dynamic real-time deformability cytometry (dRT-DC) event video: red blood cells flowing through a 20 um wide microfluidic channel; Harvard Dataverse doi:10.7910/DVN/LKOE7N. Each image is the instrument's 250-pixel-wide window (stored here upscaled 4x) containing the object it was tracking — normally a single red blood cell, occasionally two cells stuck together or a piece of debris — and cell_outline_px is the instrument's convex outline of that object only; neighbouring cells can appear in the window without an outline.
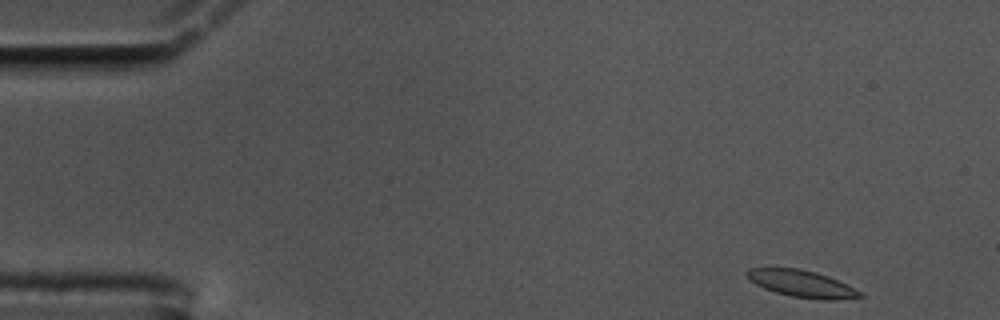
{"species": "common noctule bat (a hibernating species)", "species_latin": "Nyctalus noctula", "temperature_condition": "cold", "stored_images_in_passage": 55, "camera_frame_rate_fps": 3000, "um_per_image_px": 0.085, "animal": {"sex": "male", "body_mass_g": 17.5, "forearm_length_mm": 52.3}, "frame": {"image": 1, "passage_image": 1, "time_ms": 0.0, "image_size_px": [1000, 320], "cell_outline_px": [[864, 296], [836, 300], [820, 300], [792, 296], [776, 292], [764, 288], [748, 280], [744, 272], [748, 268], [800, 268], [816, 272], [828, 276], [860, 292]], "centroid_in_image_um": [68.08, 24.11], "position_along_channel_um": 16.9, "area_um2": 17.57}}
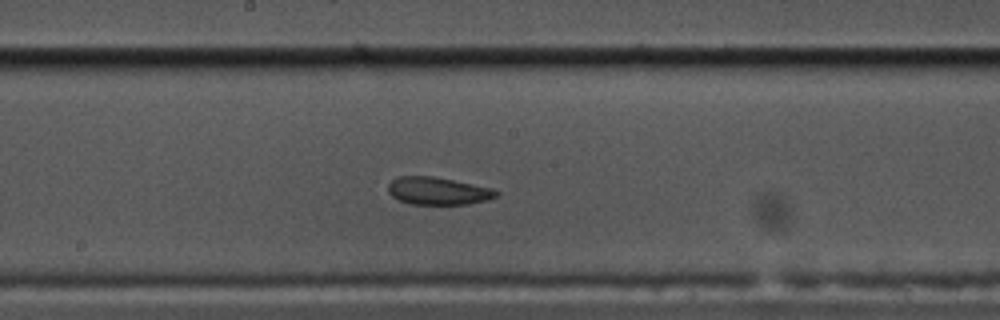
{"frame": {"image": 2, "passage_image": 27, "time_ms": 8.667, "image_size_px": [1000, 320], "cell_outline_px": [[500, 192], [496, 196], [484, 200], [468, 204], [412, 204], [400, 200], [392, 196], [388, 192], [388, 184], [392, 180], [400, 176], [432, 176], [492, 188]], "centroid_in_image_um": [37.2, 16.23], "position_along_channel_um": 211.0, "area_um2": 17.11}}
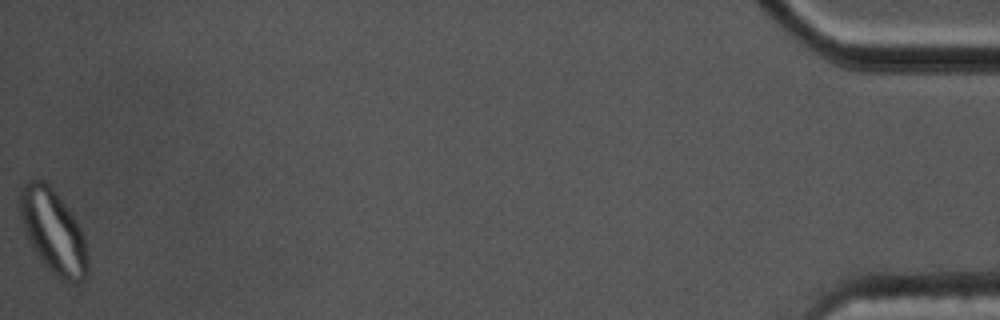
{"frame": {"image": 3, "passage_image": 55, "time_ms": 18.0, "image_size_px": [1000, 320], "cell_outline_px": [[88, 276], [80, 284], [76, 284], [64, 280], [52, 272], [44, 264], [36, 252], [24, 232], [16, 208], [20, 188], [28, 180], [44, 180], [52, 188], [72, 212], [84, 236], [88, 256]], "centroid_in_image_um": [4.51, 19.66], "position_along_channel_um": 430.7, "area_um2": 33.64}, "authors_computed_cell_mechanics": {"area_um2": 18.0914, "velocity_mm_per_s": 3.3977, "shape_relaxation_time_tau1_ms": null, "shape_relaxation_time_tau2_ms": 1.8005, "deformation_change_tau1": null, "deformation_change_tau2": 0.0715}}